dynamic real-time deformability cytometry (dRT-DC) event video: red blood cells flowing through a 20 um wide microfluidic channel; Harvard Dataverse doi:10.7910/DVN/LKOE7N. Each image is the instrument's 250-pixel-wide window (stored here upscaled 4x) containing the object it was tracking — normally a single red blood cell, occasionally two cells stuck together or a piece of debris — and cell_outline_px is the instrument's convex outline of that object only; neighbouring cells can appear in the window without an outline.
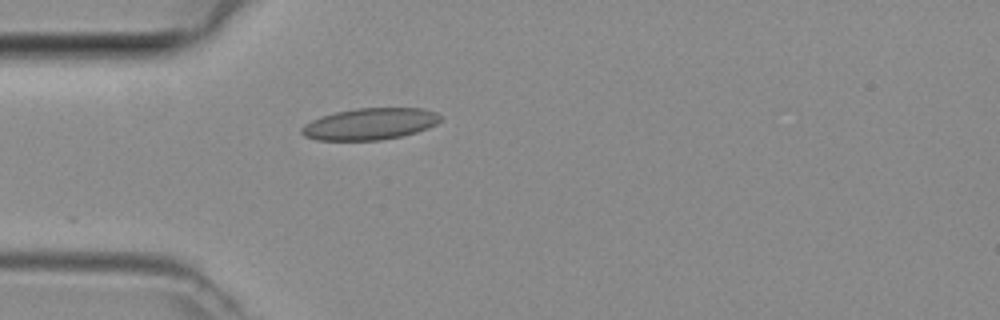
{"species": "common noctule bat (a hibernating species)", "species_latin": "Nyctalus noctula", "temperature_condition": "room temperature", "stored_images_in_passage": 1, "camera_frame_rate_fps": 3000, "um_per_image_px": 0.085, "animal": {"sex": "female", "body_mass_g": 29.2, "forearm_length_mm": 56.3}, "frame": {"image": 1, "passage_image": 1, "time_ms": 0.0, "image_size_px": [1000, 320], "cell_outline_px": [[444, 116], [436, 124], [428, 128], [416, 132], [400, 136], [380, 140], [316, 140], [304, 136], [300, 132], [300, 128], [304, 124], [320, 116], [336, 112], [356, 108], [424, 108], [436, 112]], "centroid_in_image_um": [31.44, 10.53], "position_along_channel_um": 53.6, "area_um2": 25.72}}